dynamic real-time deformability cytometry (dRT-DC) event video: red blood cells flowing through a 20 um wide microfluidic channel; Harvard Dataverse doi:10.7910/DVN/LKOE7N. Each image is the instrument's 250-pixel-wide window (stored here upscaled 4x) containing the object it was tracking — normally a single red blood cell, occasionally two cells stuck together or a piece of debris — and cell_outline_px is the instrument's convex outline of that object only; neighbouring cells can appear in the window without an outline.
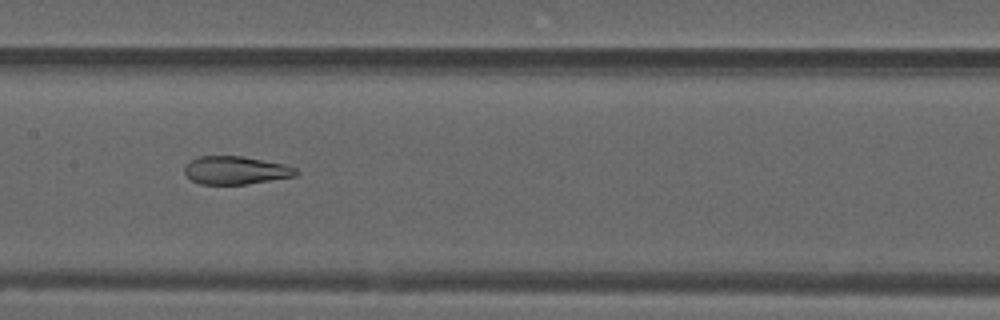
{"species": "common noctule bat (a hibernating species)", "species_latin": "Nyctalus noctula", "temperature_condition": "warm", "stored_images_in_passage": 40, "camera_frame_rate_fps": 3000, "um_per_image_px": 0.085, "animal": {"sex": "male", "forearm_length_mm": 52.5}, "frame": {"image": 1, "passage_image": 20, "time_ms": 6.333, "image_size_px": [1000, 320], "cell_outline_px": [[300, 172], [296, 176], [248, 184], [200, 184], [192, 180], [184, 172], [184, 168], [192, 160], [200, 156], [244, 156], [284, 164], [296, 168]], "centroid_in_image_um": [20.08, 14.48], "position_along_channel_um": 187.3, "area_um2": 18.21}}
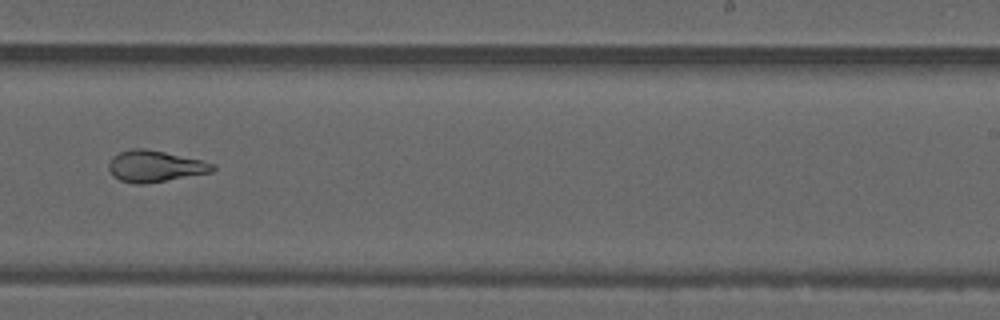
{"frame": {"image": 2, "passage_image": 27, "time_ms": 8.667, "image_size_px": [1000, 320], "cell_outline_px": [[216, 168], [212, 172], [144, 184], [136, 184], [120, 180], [112, 176], [108, 168], [108, 164], [112, 156], [120, 152], [132, 148], [144, 148], [164, 152], [200, 160], [216, 164]], "centroid_in_image_um": [13.14, 14.13], "position_along_channel_um": 275.9, "area_um2": 18.96}}
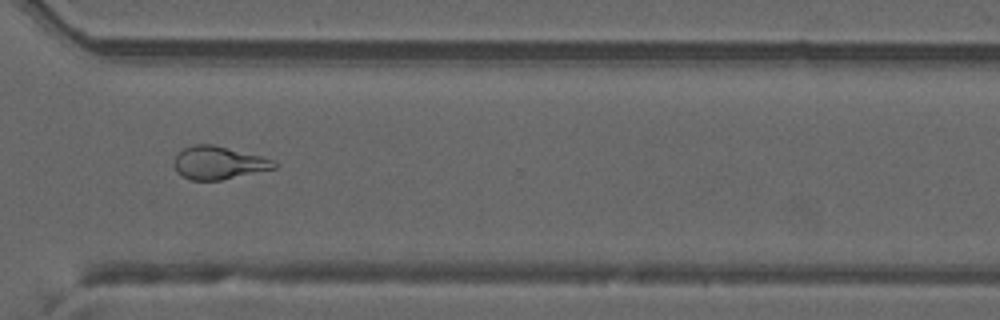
{"frame": {"image": 3, "passage_image": 33, "time_ms": 10.667, "image_size_px": [1000, 320], "cell_outline_px": [[276, 168], [220, 180], [192, 180], [176, 172], [172, 164], [176, 152], [192, 144], [212, 144], [260, 156], [272, 160], [276, 164]], "centroid_in_image_um": [18.49, 13.83], "position_along_channel_um": 352.1, "area_um2": 19.13}, "authors_computed_cell_mechanics": {"area_um2": 19.074, "velocity_mm_per_s": 3.8015, "shape_relaxation_time_tau1_ms": null, "shape_relaxation_time_tau2_ms": 1.4229, "deformation_change_tau1": null, "deformation_change_tau2": 0.0795}}